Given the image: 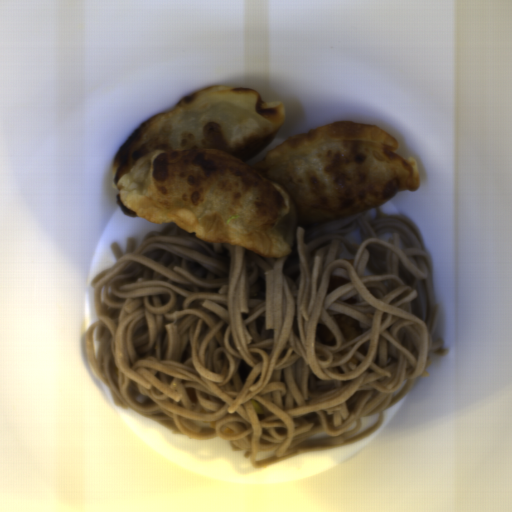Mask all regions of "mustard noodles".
<instances>
[{"label":"mustard noodles","mask_w":512,"mask_h":512,"mask_svg":"<svg viewBox=\"0 0 512 512\" xmlns=\"http://www.w3.org/2000/svg\"><path fill=\"white\" fill-rule=\"evenodd\" d=\"M292 244L262 257L174 222L137 247L126 237L125 252L114 241V265L89 283L97 319L85 342L115 405L173 435L227 440L254 469L382 428L385 410L429 377L432 356L448 353L426 247L411 222L380 206L297 224ZM333 274L351 282L325 294ZM350 297L358 302H342ZM333 314L359 320L363 333L347 340ZM318 323L337 344L317 338ZM378 413L352 438L361 417Z\"/></svg>","instance_id":"obj_1"}]
</instances>
